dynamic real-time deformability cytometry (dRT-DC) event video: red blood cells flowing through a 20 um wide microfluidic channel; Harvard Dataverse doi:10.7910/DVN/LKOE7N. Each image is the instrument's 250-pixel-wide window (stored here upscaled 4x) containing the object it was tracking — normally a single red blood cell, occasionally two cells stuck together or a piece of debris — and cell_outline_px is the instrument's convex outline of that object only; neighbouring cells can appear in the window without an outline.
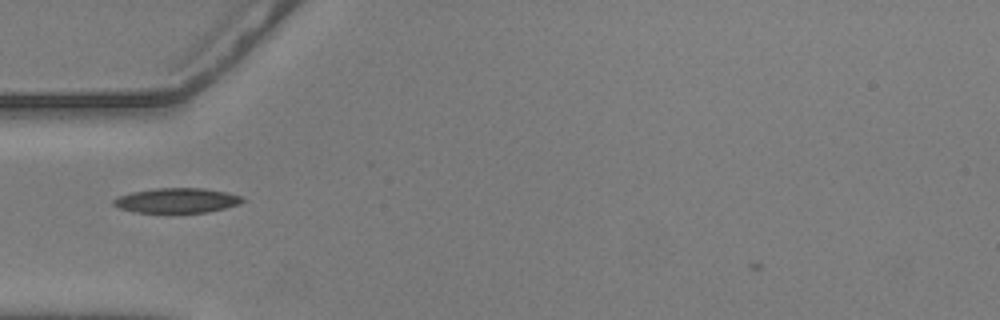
{"species": "common noctule bat (a hibernating species)", "species_latin": "Nyctalus noctula", "temperature_condition": "warm", "stored_images_in_passage": 37, "camera_frame_rate_fps": 3000, "um_per_image_px": 0.085, "animal": {"sex": "male", "body_mass_g": 20.5, "forearm_length_mm": 52.5}, "frame": {"image": 1, "passage_image": 3, "time_ms": 0.667, "image_size_px": [1000, 320], "cell_outline_px": [[248, 200], [240, 204], [208, 212], [136, 212], [120, 208], [112, 204], [112, 200], [116, 196], [132, 192], [156, 188], [204, 188], [224, 192], [240, 196]], "centroid_in_image_um": [15.03, 17.03], "position_along_channel_um": 70.0, "area_um2": 18.61}}
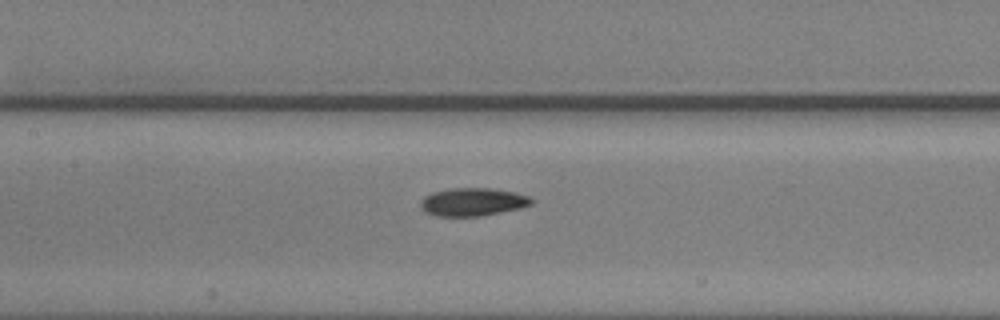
{"frame": {"image": 2, "passage_image": 11, "time_ms": 3.333, "image_size_px": [1000, 320], "cell_outline_px": [[532, 204], [520, 208], [480, 216], [436, 216], [424, 212], [420, 208], [420, 200], [424, 196], [432, 192], [448, 188], [488, 188], [516, 192], [528, 196], [532, 200]], "centroid_in_image_um": [40.12, 17.16], "position_along_channel_um": 167.3, "area_um2": 18.21}}
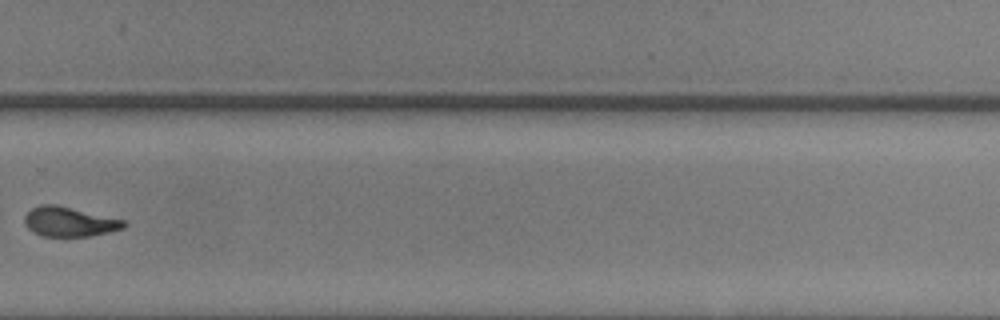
{"frame": {"image": 3, "passage_image": 21, "time_ms": 6.667, "image_size_px": [1000, 320], "cell_outline_px": [[128, 224], [124, 228], [108, 232], [88, 236], [40, 236], [32, 232], [24, 224], [24, 216], [32, 208], [40, 204], [56, 204], [124, 220]], "centroid_in_image_um": [5.86, 18.84], "position_along_channel_um": 323.9, "area_um2": 17.17}, "authors_computed_cell_mechanics": {"area_um2": 18.496, "velocity_mm_per_s": 3.6077, "shape_relaxation_time_tau1_ms": null, "shape_relaxation_time_tau2_ms": 9.6376, "deformation_change_tau1": null, "deformation_change_tau2": 0.1963}}